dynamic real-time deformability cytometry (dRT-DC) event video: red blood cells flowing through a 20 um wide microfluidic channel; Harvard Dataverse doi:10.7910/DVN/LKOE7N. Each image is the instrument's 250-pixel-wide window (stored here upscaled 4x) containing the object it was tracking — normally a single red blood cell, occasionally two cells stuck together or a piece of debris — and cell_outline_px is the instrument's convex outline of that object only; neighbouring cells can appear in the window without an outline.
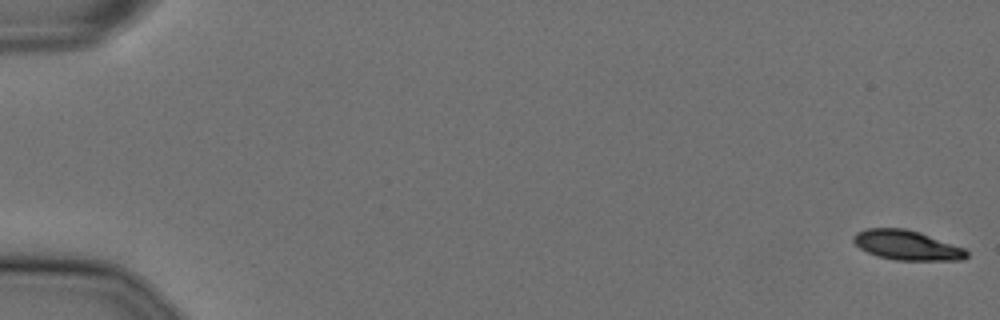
{"species": "Egyptian fruit bat (a non-hibernating species)", "species_latin": "Rousettus aegyptiacus", "temperature_condition": "cold", "stored_images_in_passage": 57, "camera_frame_rate_fps": 3000, "um_per_image_px": 0.085, "animal": {"sex": "female"}, "frame": {"image": 1, "passage_image": 1, "time_ms": 0.0, "image_size_px": [1000, 320], "cell_outline_px": [[968, 256], [964, 260], [896, 260], [876, 256], [860, 248], [852, 240], [852, 236], [856, 232], [868, 228], [904, 228], [920, 232], [964, 248], [968, 252]], "centroid_in_image_um": [77.07, 20.84], "position_along_channel_um": 7.9, "area_um2": 19.59}}
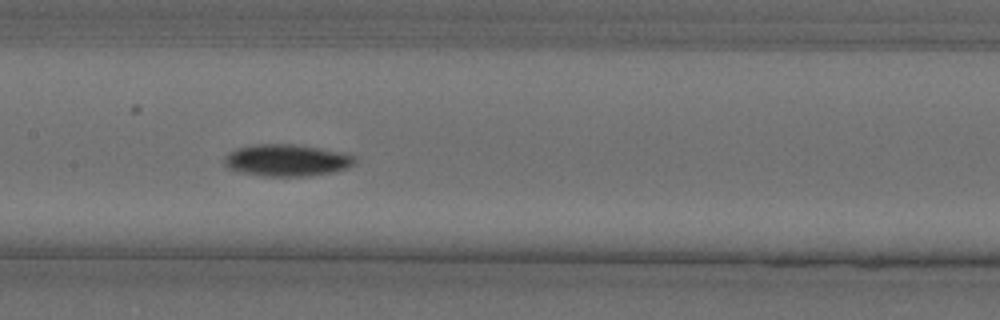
{"frame": {"image": 2, "passage_image": 29, "time_ms": 9.333, "image_size_px": [1000, 320], "cell_outline_px": [[356, 160], [348, 168], [332, 172], [308, 176], [264, 176], [240, 172], [224, 168], [224, 156], [228, 152], [236, 148], [252, 144], [292, 144], [320, 148], [344, 152], [356, 156]], "centroid_in_image_um": [24.34, 13.62], "position_along_channel_um": 183.1, "area_um2": 24.57}}
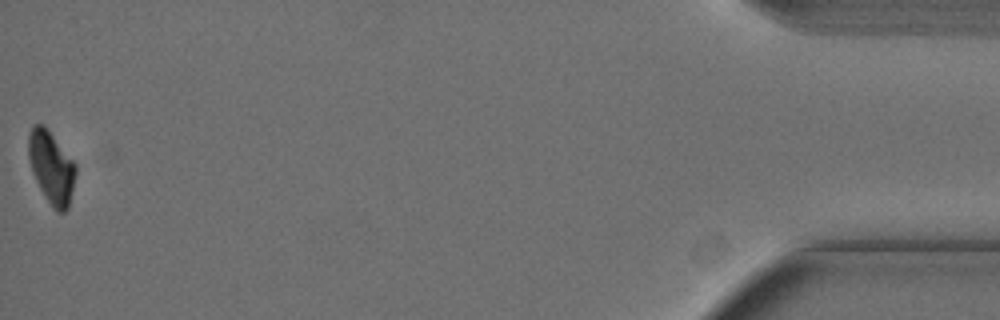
{"frame": {"image": 3, "passage_image": 57, "time_ms": 18.667, "image_size_px": [1000, 320], "cell_outline_px": [[76, 172], [68, 208], [64, 212], [56, 212], [52, 208], [40, 188], [32, 172], [28, 156], [28, 132], [32, 124], [44, 124], [48, 128], [76, 164]], "centroid_in_image_um": [4.35, 14.18], "position_along_channel_um": 430.8, "area_um2": 20.06}, "authors_computed_cell_mechanics": {"area_um2": 22.1952, "velocity_mm_per_s": 3.6132, "shape_relaxation_time_tau1_ms": 4.9182, "shape_relaxation_time_tau2_ms": null, "deformation_change_tau1": 0.1406, "deformation_change_tau2": null}}